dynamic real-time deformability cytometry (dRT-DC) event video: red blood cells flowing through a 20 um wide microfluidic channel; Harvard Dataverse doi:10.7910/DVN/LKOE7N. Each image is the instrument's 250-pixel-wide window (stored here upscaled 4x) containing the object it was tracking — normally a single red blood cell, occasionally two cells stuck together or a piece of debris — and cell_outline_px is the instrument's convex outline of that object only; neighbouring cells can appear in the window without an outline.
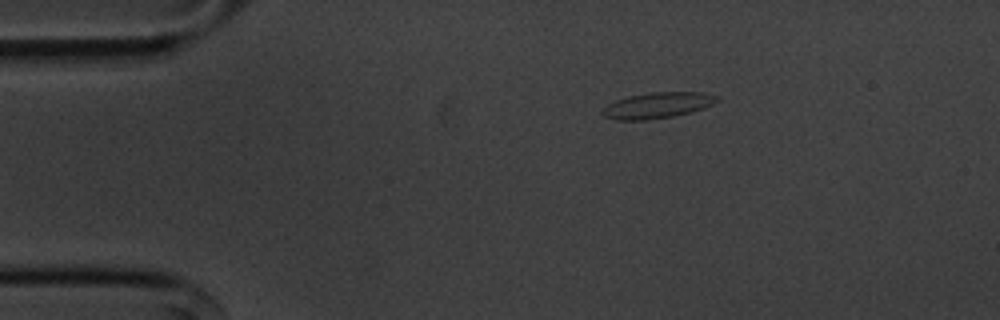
{"species": "common noctule bat (a hibernating species)", "species_latin": "Nyctalus noctula", "temperature_condition": "cold", "stored_images_in_passage": 46, "camera_frame_rate_fps": 3000, "um_per_image_px": 0.085, "animal": {"sex": "male", "body_mass_g": 20.1, "forearm_length_mm": 53.5}, "frame": {"image": 1, "passage_image": 1, "time_ms": 0.0, "image_size_px": [1000, 320], "cell_outline_px": [[720, 100], [704, 108], [676, 116], [648, 120], [616, 120], [604, 116], [600, 112], [608, 104], [616, 100], [628, 96], [652, 92], [704, 92], [720, 96]], "centroid_in_image_um": [55.92, 8.95], "position_along_channel_um": 29.1, "area_um2": 17.46}}
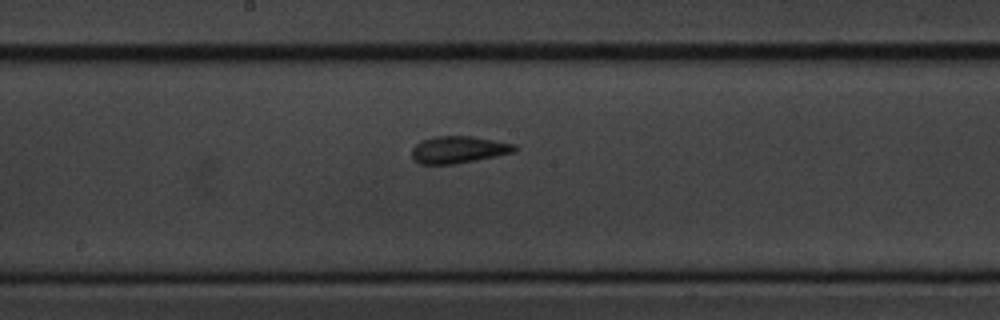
{"frame": {"image": 2, "passage_image": 20, "time_ms": 6.333, "image_size_px": [1000, 320], "cell_outline_px": [[516, 152], [456, 164], [420, 164], [412, 156], [412, 148], [420, 140], [432, 136], [472, 136], [516, 144]], "centroid_in_image_um": [38.97, 12.71], "position_along_channel_um": 209.2, "area_um2": 16.3}}
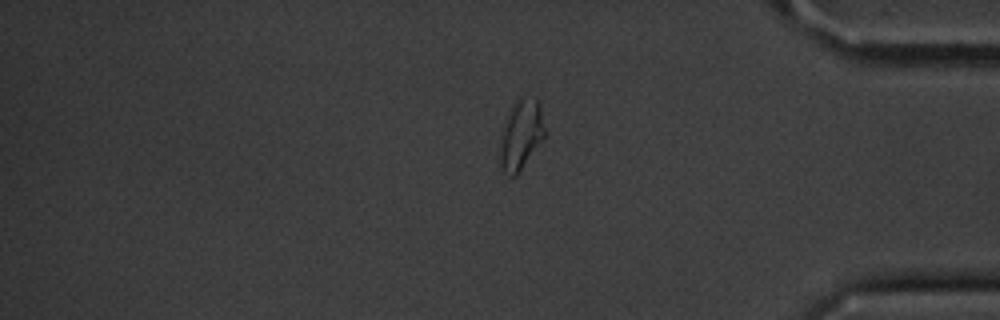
{"frame": {"image": 3, "passage_image": 37, "time_ms": 12.0, "image_size_px": [1000, 320], "cell_outline_px": [[548, 132], [516, 176], [508, 176], [504, 172], [500, 164], [500, 136], [512, 104], [520, 96], [524, 96], [536, 100], [540, 104]], "centroid_in_image_um": [44.31, 11.43], "position_along_channel_um": 390.9, "area_um2": 18.44}, "authors_computed_cell_mechanics": {"area_um2": 16.2418, "velocity_mm_per_s": 3.6235, "shape_relaxation_time_tau1_ms": 5.37, "shape_relaxation_time_tau2_ms": 1.3495, "deformation_change_tau1": 0.1694, "deformation_change_tau2": 0.1025}}